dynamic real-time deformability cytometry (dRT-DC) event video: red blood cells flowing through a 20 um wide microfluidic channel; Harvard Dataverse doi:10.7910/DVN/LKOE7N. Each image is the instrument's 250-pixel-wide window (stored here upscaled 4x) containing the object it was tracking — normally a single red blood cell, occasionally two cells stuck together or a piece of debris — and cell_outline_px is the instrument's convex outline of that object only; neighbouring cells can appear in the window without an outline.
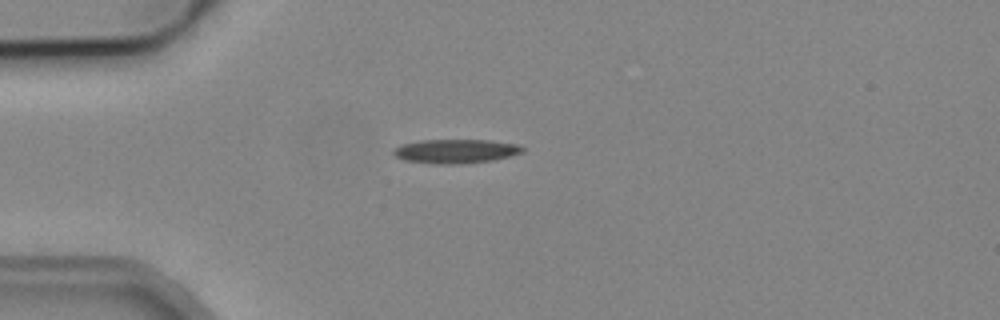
{"species": "common noctule bat (a hibernating species)", "species_latin": "Nyctalus noctula", "temperature_condition": "cold", "stored_images_in_passage": 3, "camera_frame_rate_fps": 3000, "um_per_image_px": 0.085, "animal": {"sex": "male", "body_mass_g": 19.2, "forearm_length_mm": 51.8}, "frame": {"image": 1, "passage_image": 1, "time_ms": 0.0, "image_size_px": [1000, 320], "cell_outline_px": [[524, 152], [492, 160], [460, 164], [436, 164], [404, 160], [396, 156], [392, 152], [400, 144], [420, 140], [488, 140], [516, 144], [524, 148]], "centroid_in_image_um": [38.71, 12.85], "position_along_channel_um": 46.3, "area_um2": 17.98}}